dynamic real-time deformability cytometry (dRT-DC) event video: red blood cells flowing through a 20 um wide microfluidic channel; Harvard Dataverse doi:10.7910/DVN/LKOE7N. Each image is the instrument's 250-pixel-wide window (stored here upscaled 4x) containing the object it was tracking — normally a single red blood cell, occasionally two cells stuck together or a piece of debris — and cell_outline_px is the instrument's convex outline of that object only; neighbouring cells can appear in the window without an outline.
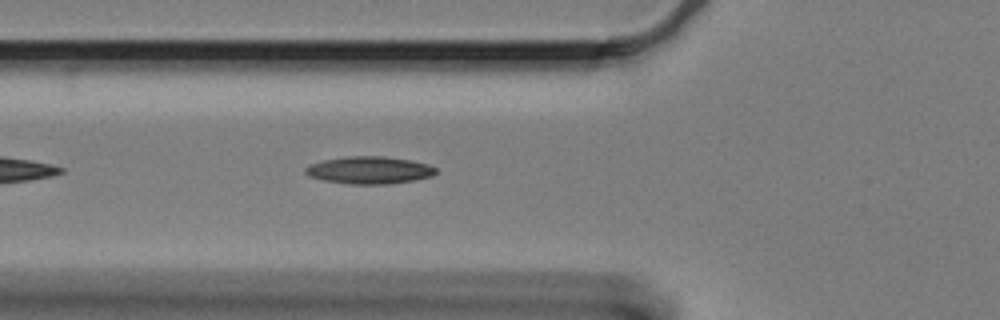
{"species": "Egyptian fruit bat (a non-hibernating species)", "species_latin": "Rousettus aegyptiacus", "temperature_condition": "cold", "stored_images_in_passage": 22, "camera_frame_rate_fps": 3000, "um_per_image_px": 0.085, "animal": {"sex": "female"}, "frame": {"image": 1, "passage_image": 7, "time_ms": 2.0, "image_size_px": [1000, 320], "cell_outline_px": [[436, 172], [432, 176], [416, 180], [388, 184], [348, 184], [324, 180], [308, 176], [304, 172], [304, 168], [308, 164], [324, 160], [344, 156], [384, 156], [412, 160], [428, 164], [436, 168]], "centroid_in_image_um": [31.38, 14.46], "position_along_channel_um": 94.4, "area_um2": 21.04}}